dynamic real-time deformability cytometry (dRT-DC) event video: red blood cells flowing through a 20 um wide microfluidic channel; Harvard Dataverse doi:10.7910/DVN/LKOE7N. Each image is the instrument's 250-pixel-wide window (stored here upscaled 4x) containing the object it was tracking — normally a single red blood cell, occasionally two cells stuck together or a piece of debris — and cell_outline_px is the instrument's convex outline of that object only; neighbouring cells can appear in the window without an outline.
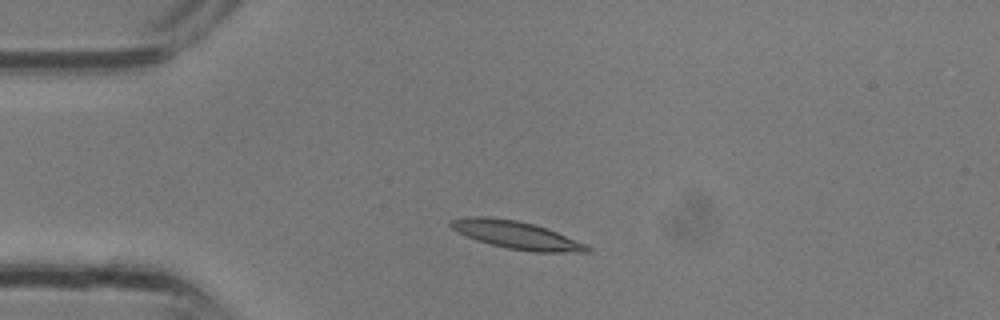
{"species": "common noctule bat (a hibernating species)", "species_latin": "Nyctalus noctula", "temperature_condition": "room temperature", "stored_images_in_passage": 2, "camera_frame_rate_fps": 3000, "um_per_image_px": 0.085, "animal": {"sex": "male", "body_mass_g": 13.3}, "frame": {"image": 1, "passage_image": 2, "time_ms": 0.333, "image_size_px": [1000, 320], "cell_outline_px": [[592, 252], [536, 252], [508, 248], [476, 240], [452, 228], [448, 224], [448, 220], [468, 216], [488, 216], [516, 220], [532, 224], [556, 232], [588, 244], [592, 248]], "centroid_in_image_um": [43.91, 19.97], "position_along_channel_um": 41.1, "area_um2": 21.91}}